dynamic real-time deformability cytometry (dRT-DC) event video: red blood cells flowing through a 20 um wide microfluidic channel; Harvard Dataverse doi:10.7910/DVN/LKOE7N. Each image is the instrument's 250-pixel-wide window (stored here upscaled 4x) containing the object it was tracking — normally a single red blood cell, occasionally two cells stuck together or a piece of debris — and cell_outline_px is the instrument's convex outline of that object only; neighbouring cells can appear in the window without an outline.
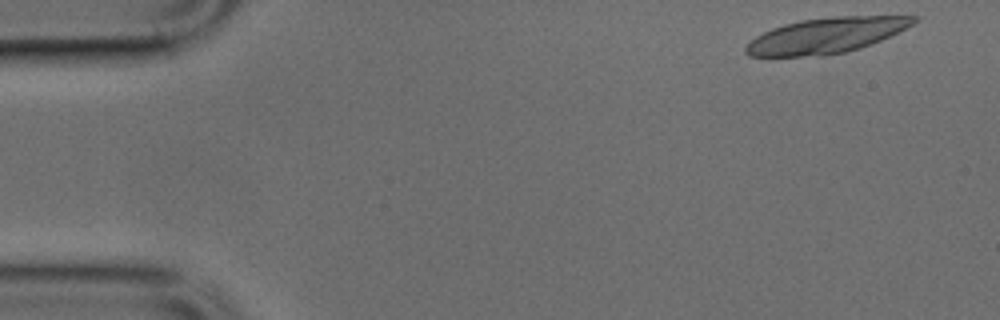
{"species": "common noctule bat (a hibernating species)", "species_latin": "Nyctalus noctula", "temperature_condition": "cold", "stored_images_in_passage": 9, "camera_frame_rate_fps": 3000, "um_per_image_px": 0.085, "animal": {"sex": "male", "body_mass_g": 17.9, "forearm_length_mm": 54.2}, "frame": {"image": 1, "passage_image": 1, "time_ms": 0.0, "image_size_px": [1000, 320], "cell_outline_px": [[920, 16], [912, 24], [880, 40], [860, 48], [844, 52], [800, 56], [748, 56], [744, 52], [744, 48], [756, 36], [772, 28], [784, 24], [800, 20], [832, 16]], "centroid_in_image_um": [70.18, 3.0], "position_along_channel_um": 14.8, "area_um2": 33.99}}